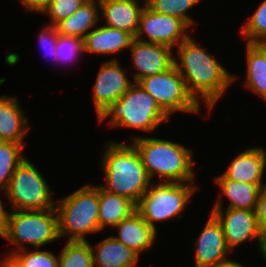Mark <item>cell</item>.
Masks as SVG:
<instances>
[{
    "instance_id": "cell-1",
    "label": "cell",
    "mask_w": 266,
    "mask_h": 267,
    "mask_svg": "<svg viewBox=\"0 0 266 267\" xmlns=\"http://www.w3.org/2000/svg\"><path fill=\"white\" fill-rule=\"evenodd\" d=\"M176 51L178 57H174V65L184 78L188 93L198 104L202 105L200 100L203 101L211 111L237 76L231 75L191 36Z\"/></svg>"
},
{
    "instance_id": "cell-2",
    "label": "cell",
    "mask_w": 266,
    "mask_h": 267,
    "mask_svg": "<svg viewBox=\"0 0 266 267\" xmlns=\"http://www.w3.org/2000/svg\"><path fill=\"white\" fill-rule=\"evenodd\" d=\"M106 146L100 161L106 184L100 187L137 205L152 182L139 152L132 142L109 141Z\"/></svg>"
},
{
    "instance_id": "cell-3",
    "label": "cell",
    "mask_w": 266,
    "mask_h": 267,
    "mask_svg": "<svg viewBox=\"0 0 266 267\" xmlns=\"http://www.w3.org/2000/svg\"><path fill=\"white\" fill-rule=\"evenodd\" d=\"M133 139V140H132ZM133 145L139 152L146 172L152 178L160 177V182H194L193 151L181 143L155 137L134 136Z\"/></svg>"
},
{
    "instance_id": "cell-4",
    "label": "cell",
    "mask_w": 266,
    "mask_h": 267,
    "mask_svg": "<svg viewBox=\"0 0 266 267\" xmlns=\"http://www.w3.org/2000/svg\"><path fill=\"white\" fill-rule=\"evenodd\" d=\"M108 117L111 127L131 128L147 134L170 119L155 99L136 82L104 111L98 121L102 123Z\"/></svg>"
},
{
    "instance_id": "cell-5",
    "label": "cell",
    "mask_w": 266,
    "mask_h": 267,
    "mask_svg": "<svg viewBox=\"0 0 266 267\" xmlns=\"http://www.w3.org/2000/svg\"><path fill=\"white\" fill-rule=\"evenodd\" d=\"M56 202L60 238L67 236L69 241H87L85 234L100 231L98 185L85 184Z\"/></svg>"
},
{
    "instance_id": "cell-6",
    "label": "cell",
    "mask_w": 266,
    "mask_h": 267,
    "mask_svg": "<svg viewBox=\"0 0 266 267\" xmlns=\"http://www.w3.org/2000/svg\"><path fill=\"white\" fill-rule=\"evenodd\" d=\"M0 237L17 246V249L13 248L10 252L26 249V244L35 249L58 240L60 236L57 210H11Z\"/></svg>"
},
{
    "instance_id": "cell-7",
    "label": "cell",
    "mask_w": 266,
    "mask_h": 267,
    "mask_svg": "<svg viewBox=\"0 0 266 267\" xmlns=\"http://www.w3.org/2000/svg\"><path fill=\"white\" fill-rule=\"evenodd\" d=\"M192 184L193 182H151L136 205V211L157 231L156 222L183 217L182 211L197 190Z\"/></svg>"
},
{
    "instance_id": "cell-8",
    "label": "cell",
    "mask_w": 266,
    "mask_h": 267,
    "mask_svg": "<svg viewBox=\"0 0 266 267\" xmlns=\"http://www.w3.org/2000/svg\"><path fill=\"white\" fill-rule=\"evenodd\" d=\"M45 177L26 157L17 166L5 197L11 205V210H54L55 201Z\"/></svg>"
},
{
    "instance_id": "cell-9",
    "label": "cell",
    "mask_w": 266,
    "mask_h": 267,
    "mask_svg": "<svg viewBox=\"0 0 266 267\" xmlns=\"http://www.w3.org/2000/svg\"><path fill=\"white\" fill-rule=\"evenodd\" d=\"M169 116L175 112L197 113L200 104L188 93L184 78L173 65L160 74L144 77L137 82Z\"/></svg>"
},
{
    "instance_id": "cell-10",
    "label": "cell",
    "mask_w": 266,
    "mask_h": 267,
    "mask_svg": "<svg viewBox=\"0 0 266 267\" xmlns=\"http://www.w3.org/2000/svg\"><path fill=\"white\" fill-rule=\"evenodd\" d=\"M189 28L179 18L157 13L145 5L140 15L139 26L134 39L165 45L173 49L190 36L186 32ZM144 35L148 38H145Z\"/></svg>"
},
{
    "instance_id": "cell-11",
    "label": "cell",
    "mask_w": 266,
    "mask_h": 267,
    "mask_svg": "<svg viewBox=\"0 0 266 267\" xmlns=\"http://www.w3.org/2000/svg\"><path fill=\"white\" fill-rule=\"evenodd\" d=\"M219 197L220 199H217L211 212L221 222L230 252L248 240H257L259 247L261 230L255 210L226 208L224 211L222 197Z\"/></svg>"
},
{
    "instance_id": "cell-12",
    "label": "cell",
    "mask_w": 266,
    "mask_h": 267,
    "mask_svg": "<svg viewBox=\"0 0 266 267\" xmlns=\"http://www.w3.org/2000/svg\"><path fill=\"white\" fill-rule=\"evenodd\" d=\"M119 63L116 58H113L103 63L99 69L93 86V102L97 118L112 103L121 98L134 83L129 80L125 70Z\"/></svg>"
},
{
    "instance_id": "cell-13",
    "label": "cell",
    "mask_w": 266,
    "mask_h": 267,
    "mask_svg": "<svg viewBox=\"0 0 266 267\" xmlns=\"http://www.w3.org/2000/svg\"><path fill=\"white\" fill-rule=\"evenodd\" d=\"M129 50L132 55V67L136 71L133 75L136 83L144 77L165 72L174 65V49L168 46L134 39Z\"/></svg>"
},
{
    "instance_id": "cell-14",
    "label": "cell",
    "mask_w": 266,
    "mask_h": 267,
    "mask_svg": "<svg viewBox=\"0 0 266 267\" xmlns=\"http://www.w3.org/2000/svg\"><path fill=\"white\" fill-rule=\"evenodd\" d=\"M195 242V267H212L228 259L230 250L226 244L223 227L212 212Z\"/></svg>"
},
{
    "instance_id": "cell-15",
    "label": "cell",
    "mask_w": 266,
    "mask_h": 267,
    "mask_svg": "<svg viewBox=\"0 0 266 267\" xmlns=\"http://www.w3.org/2000/svg\"><path fill=\"white\" fill-rule=\"evenodd\" d=\"M143 1L142 6L137 0L99 1L100 16L106 21L104 25L125 31L135 37L141 12L146 5V0Z\"/></svg>"
},
{
    "instance_id": "cell-16",
    "label": "cell",
    "mask_w": 266,
    "mask_h": 267,
    "mask_svg": "<svg viewBox=\"0 0 266 267\" xmlns=\"http://www.w3.org/2000/svg\"><path fill=\"white\" fill-rule=\"evenodd\" d=\"M265 150L262 147H251L243 150L231 161L228 169L222 175L237 182L266 184L262 182L266 169Z\"/></svg>"
},
{
    "instance_id": "cell-17",
    "label": "cell",
    "mask_w": 266,
    "mask_h": 267,
    "mask_svg": "<svg viewBox=\"0 0 266 267\" xmlns=\"http://www.w3.org/2000/svg\"><path fill=\"white\" fill-rule=\"evenodd\" d=\"M20 108L16 96L3 95L0 97V141L21 144L28 134V117ZM24 143V144H23Z\"/></svg>"
},
{
    "instance_id": "cell-18",
    "label": "cell",
    "mask_w": 266,
    "mask_h": 267,
    "mask_svg": "<svg viewBox=\"0 0 266 267\" xmlns=\"http://www.w3.org/2000/svg\"><path fill=\"white\" fill-rule=\"evenodd\" d=\"M113 228L118 230L119 235L112 237L132 249L139 256L141 252L151 249L157 238V231L137 211Z\"/></svg>"
},
{
    "instance_id": "cell-19",
    "label": "cell",
    "mask_w": 266,
    "mask_h": 267,
    "mask_svg": "<svg viewBox=\"0 0 266 267\" xmlns=\"http://www.w3.org/2000/svg\"><path fill=\"white\" fill-rule=\"evenodd\" d=\"M134 37L122 30L109 26L92 29L83 39L84 53L112 55L129 49Z\"/></svg>"
},
{
    "instance_id": "cell-20",
    "label": "cell",
    "mask_w": 266,
    "mask_h": 267,
    "mask_svg": "<svg viewBox=\"0 0 266 267\" xmlns=\"http://www.w3.org/2000/svg\"><path fill=\"white\" fill-rule=\"evenodd\" d=\"M95 247V249H93ZM92 247L93 267H136L139 255L111 236Z\"/></svg>"
},
{
    "instance_id": "cell-21",
    "label": "cell",
    "mask_w": 266,
    "mask_h": 267,
    "mask_svg": "<svg viewBox=\"0 0 266 267\" xmlns=\"http://www.w3.org/2000/svg\"><path fill=\"white\" fill-rule=\"evenodd\" d=\"M99 10V1H85L73 15L56 25L58 34L84 39L99 22Z\"/></svg>"
},
{
    "instance_id": "cell-22",
    "label": "cell",
    "mask_w": 266,
    "mask_h": 267,
    "mask_svg": "<svg viewBox=\"0 0 266 267\" xmlns=\"http://www.w3.org/2000/svg\"><path fill=\"white\" fill-rule=\"evenodd\" d=\"M224 197L229 200L227 208L255 210L258 195L262 186L266 184H249L225 178L222 174L214 178Z\"/></svg>"
},
{
    "instance_id": "cell-23",
    "label": "cell",
    "mask_w": 266,
    "mask_h": 267,
    "mask_svg": "<svg viewBox=\"0 0 266 267\" xmlns=\"http://www.w3.org/2000/svg\"><path fill=\"white\" fill-rule=\"evenodd\" d=\"M136 211V205L129 199L103 190L99 186V229L114 227Z\"/></svg>"
},
{
    "instance_id": "cell-24",
    "label": "cell",
    "mask_w": 266,
    "mask_h": 267,
    "mask_svg": "<svg viewBox=\"0 0 266 267\" xmlns=\"http://www.w3.org/2000/svg\"><path fill=\"white\" fill-rule=\"evenodd\" d=\"M245 88L266 101V51L259 43H246Z\"/></svg>"
},
{
    "instance_id": "cell-25",
    "label": "cell",
    "mask_w": 266,
    "mask_h": 267,
    "mask_svg": "<svg viewBox=\"0 0 266 267\" xmlns=\"http://www.w3.org/2000/svg\"><path fill=\"white\" fill-rule=\"evenodd\" d=\"M24 147L13 142H0V191L6 194L10 178L17 166L26 157L22 153Z\"/></svg>"
},
{
    "instance_id": "cell-26",
    "label": "cell",
    "mask_w": 266,
    "mask_h": 267,
    "mask_svg": "<svg viewBox=\"0 0 266 267\" xmlns=\"http://www.w3.org/2000/svg\"><path fill=\"white\" fill-rule=\"evenodd\" d=\"M58 257V267H93L92 244L89 241L67 240Z\"/></svg>"
},
{
    "instance_id": "cell-27",
    "label": "cell",
    "mask_w": 266,
    "mask_h": 267,
    "mask_svg": "<svg viewBox=\"0 0 266 267\" xmlns=\"http://www.w3.org/2000/svg\"><path fill=\"white\" fill-rule=\"evenodd\" d=\"M200 1L201 0H146V5L157 13L179 18L191 28L195 25V21L188 15V10Z\"/></svg>"
},
{
    "instance_id": "cell-28",
    "label": "cell",
    "mask_w": 266,
    "mask_h": 267,
    "mask_svg": "<svg viewBox=\"0 0 266 267\" xmlns=\"http://www.w3.org/2000/svg\"><path fill=\"white\" fill-rule=\"evenodd\" d=\"M35 248L33 251L22 249L15 252H8V256L17 267H58L59 257L47 250H39Z\"/></svg>"
},
{
    "instance_id": "cell-29",
    "label": "cell",
    "mask_w": 266,
    "mask_h": 267,
    "mask_svg": "<svg viewBox=\"0 0 266 267\" xmlns=\"http://www.w3.org/2000/svg\"><path fill=\"white\" fill-rule=\"evenodd\" d=\"M242 37L246 43H260L266 39V0H263L252 16L242 25Z\"/></svg>"
},
{
    "instance_id": "cell-30",
    "label": "cell",
    "mask_w": 266,
    "mask_h": 267,
    "mask_svg": "<svg viewBox=\"0 0 266 267\" xmlns=\"http://www.w3.org/2000/svg\"><path fill=\"white\" fill-rule=\"evenodd\" d=\"M81 53H84L83 39L58 34L55 54L57 63H72L78 60Z\"/></svg>"
},
{
    "instance_id": "cell-31",
    "label": "cell",
    "mask_w": 266,
    "mask_h": 267,
    "mask_svg": "<svg viewBox=\"0 0 266 267\" xmlns=\"http://www.w3.org/2000/svg\"><path fill=\"white\" fill-rule=\"evenodd\" d=\"M87 0H52L49 7L43 12L49 15L48 25L56 26L62 20L73 15Z\"/></svg>"
},
{
    "instance_id": "cell-32",
    "label": "cell",
    "mask_w": 266,
    "mask_h": 267,
    "mask_svg": "<svg viewBox=\"0 0 266 267\" xmlns=\"http://www.w3.org/2000/svg\"><path fill=\"white\" fill-rule=\"evenodd\" d=\"M58 31L56 26L46 25L39 32V41L44 49L47 50L46 54H50L53 60H56V43Z\"/></svg>"
},
{
    "instance_id": "cell-33",
    "label": "cell",
    "mask_w": 266,
    "mask_h": 267,
    "mask_svg": "<svg viewBox=\"0 0 266 267\" xmlns=\"http://www.w3.org/2000/svg\"><path fill=\"white\" fill-rule=\"evenodd\" d=\"M255 213L260 230L266 227V185L262 186L258 195Z\"/></svg>"
},
{
    "instance_id": "cell-34",
    "label": "cell",
    "mask_w": 266,
    "mask_h": 267,
    "mask_svg": "<svg viewBox=\"0 0 266 267\" xmlns=\"http://www.w3.org/2000/svg\"><path fill=\"white\" fill-rule=\"evenodd\" d=\"M51 1L52 0H20V3L29 12H40L43 14V12L49 7Z\"/></svg>"
},
{
    "instance_id": "cell-35",
    "label": "cell",
    "mask_w": 266,
    "mask_h": 267,
    "mask_svg": "<svg viewBox=\"0 0 266 267\" xmlns=\"http://www.w3.org/2000/svg\"><path fill=\"white\" fill-rule=\"evenodd\" d=\"M212 267H247V266H244L242 265V263L230 260L228 258L224 261L218 262L215 266H212Z\"/></svg>"
},
{
    "instance_id": "cell-36",
    "label": "cell",
    "mask_w": 266,
    "mask_h": 267,
    "mask_svg": "<svg viewBox=\"0 0 266 267\" xmlns=\"http://www.w3.org/2000/svg\"><path fill=\"white\" fill-rule=\"evenodd\" d=\"M259 251L261 252L263 258L266 260V227L261 230Z\"/></svg>"
},
{
    "instance_id": "cell-37",
    "label": "cell",
    "mask_w": 266,
    "mask_h": 267,
    "mask_svg": "<svg viewBox=\"0 0 266 267\" xmlns=\"http://www.w3.org/2000/svg\"><path fill=\"white\" fill-rule=\"evenodd\" d=\"M7 216H8V211H5L3 207V202L0 200V232L3 228Z\"/></svg>"
},
{
    "instance_id": "cell-38",
    "label": "cell",
    "mask_w": 266,
    "mask_h": 267,
    "mask_svg": "<svg viewBox=\"0 0 266 267\" xmlns=\"http://www.w3.org/2000/svg\"><path fill=\"white\" fill-rule=\"evenodd\" d=\"M0 267H17V266L8 256H5L3 260L0 261Z\"/></svg>"
},
{
    "instance_id": "cell-39",
    "label": "cell",
    "mask_w": 266,
    "mask_h": 267,
    "mask_svg": "<svg viewBox=\"0 0 266 267\" xmlns=\"http://www.w3.org/2000/svg\"><path fill=\"white\" fill-rule=\"evenodd\" d=\"M259 44H260V45L264 48V50L266 51V39L262 40Z\"/></svg>"
}]
</instances>
